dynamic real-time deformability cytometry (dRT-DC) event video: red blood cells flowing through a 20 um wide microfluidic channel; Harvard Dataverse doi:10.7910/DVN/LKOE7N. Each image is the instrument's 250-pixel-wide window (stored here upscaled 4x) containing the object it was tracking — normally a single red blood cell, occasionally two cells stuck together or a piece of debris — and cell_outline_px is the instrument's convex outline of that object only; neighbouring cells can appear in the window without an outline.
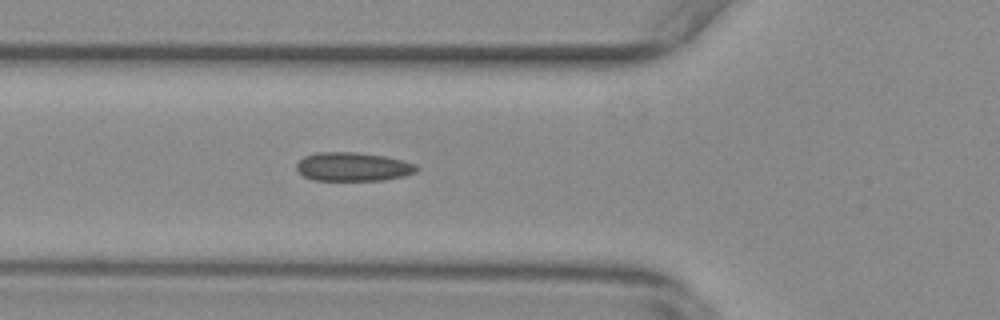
{"species": "common noctule bat (a hibernating species)", "species_latin": "Nyctalus noctula", "temperature_condition": "warm", "stored_images_in_passage": 42, "segment_of_instrument_passage": [1, 2], "camera_frame_rate_fps": 3000, "um_per_image_px": 0.085, "animal": {"sex": "female", "body_mass_g": 29.2, "forearm_length_mm": 56.3}, "frame": {"image": 1, "passage_image": 5, "time_ms": 1.333, "image_size_px": [1000, 320], "cell_outline_px": [[420, 168], [416, 172], [404, 176], [380, 180], [312, 180], [304, 176], [296, 168], [296, 164], [304, 156], [316, 152], [356, 152], [384, 156], [416, 164]], "centroid_in_image_um": [29.99, 14.17], "position_along_channel_um": 95.8, "area_um2": 20.06}}
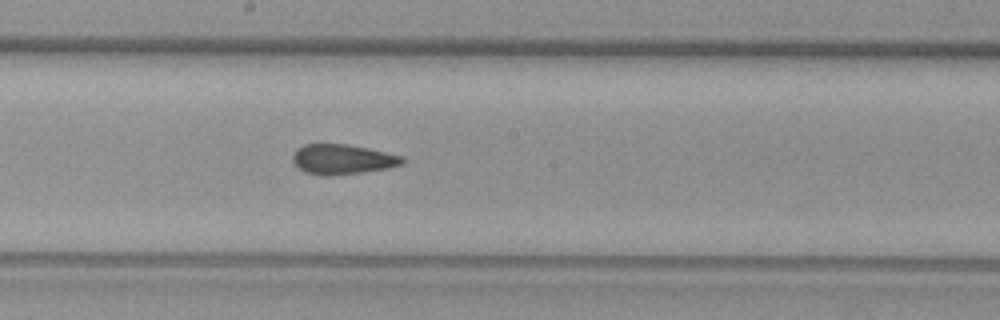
{"frame": {"image": 2, "passage_image": 15, "time_ms": 4.667, "image_size_px": [1000, 320], "cell_outline_px": [[404, 164], [388, 168], [332, 176], [324, 176], [304, 172], [292, 160], [292, 156], [296, 148], [304, 144], [344, 144], [368, 148], [404, 156]], "centroid_in_image_um": [29.11, 13.54], "position_along_channel_um": 219.1, "area_um2": 19.19}}
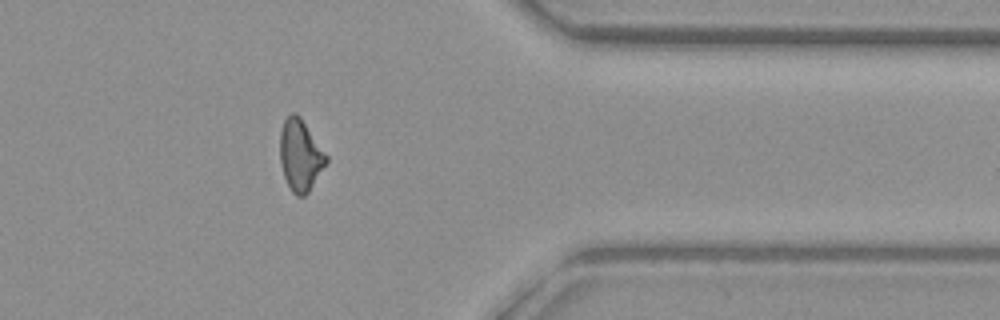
{"frame": {"image": 3, "passage_image": 30, "time_ms": 9.667, "image_size_px": [1000, 320], "cell_outline_px": [[328, 160], [308, 192], [304, 196], [296, 196], [292, 192], [284, 176], [280, 164], [280, 132], [284, 120], [292, 112], [296, 112], [300, 116], [328, 156]], "centroid_in_image_um": [25.51, 13.18], "position_along_channel_um": 385.9, "area_um2": 19.13}}